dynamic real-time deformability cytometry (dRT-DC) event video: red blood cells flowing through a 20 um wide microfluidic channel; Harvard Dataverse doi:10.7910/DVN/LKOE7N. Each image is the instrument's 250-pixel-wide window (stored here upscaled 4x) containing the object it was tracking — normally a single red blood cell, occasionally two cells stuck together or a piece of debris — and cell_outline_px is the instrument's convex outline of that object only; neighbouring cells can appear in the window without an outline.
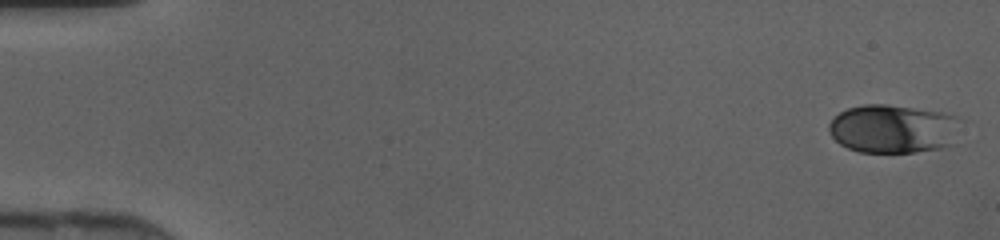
{"species": "human", "species_latin": "Homo sapiens", "temperature_condition": "cold", "stored_images_in_passage": 46, "camera_frame_rate_fps": 3000, "um_per_image_px": 0.085, "donor": {"sex": "female"}, "frame": {"image": 1, "passage_image": 1, "time_ms": 0.0, "image_size_px": [1000, 240], "cell_outline_px": [[956, 116], [952, 144], [944, 148], [916, 152], [860, 152], [848, 148], [840, 144], [832, 136], [828, 128], [828, 124], [840, 112], [848, 108], [864, 104], [884, 104], [944, 112]], "centroid_in_image_um": [75.85, 10.95], "position_along_channel_um": 9.1, "area_um2": 36.82}}
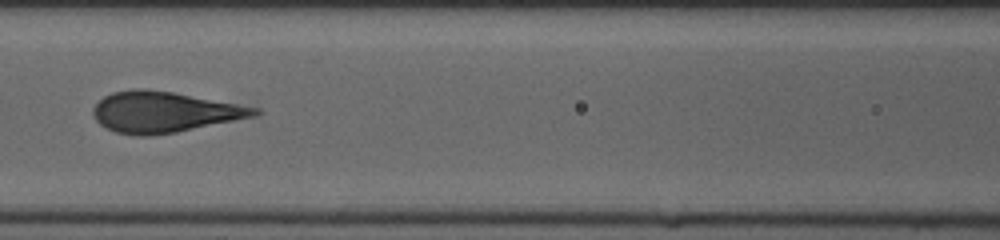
{"frame": {"image": 2, "passage_image": 21, "time_ms": 6.667, "image_size_px": [1000, 240], "cell_outline_px": [[260, 112], [256, 116], [176, 132], [148, 136], [136, 136], [116, 132], [100, 124], [96, 120], [92, 112], [92, 108], [104, 96], [112, 92], [132, 88], [140, 88], [172, 92], [260, 108]], "centroid_in_image_um": [13.92, 9.52], "position_along_channel_um": 152.7, "area_um2": 38.15}}
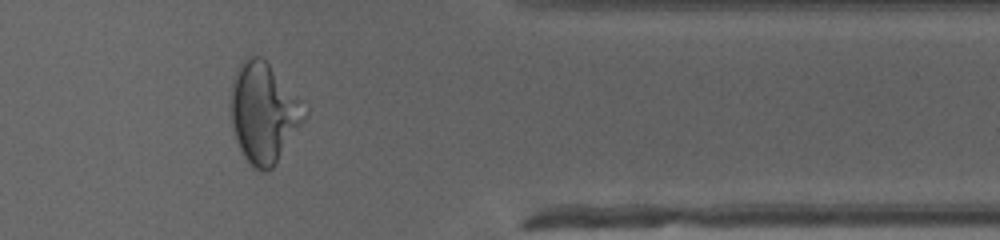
{"frame": {"image": 3, "passage_image": 38, "time_ms": 12.333, "image_size_px": [1000, 240], "cell_outline_px": [[308, 116], [272, 168], [264, 172], [252, 168], [244, 156], [236, 140], [232, 128], [228, 100], [232, 80], [236, 68], [244, 56], [260, 56], [268, 64], [300, 100], [308, 112]], "centroid_in_image_um": [22.36, 9.58], "position_along_channel_um": 389.0, "area_um2": 43.23}}